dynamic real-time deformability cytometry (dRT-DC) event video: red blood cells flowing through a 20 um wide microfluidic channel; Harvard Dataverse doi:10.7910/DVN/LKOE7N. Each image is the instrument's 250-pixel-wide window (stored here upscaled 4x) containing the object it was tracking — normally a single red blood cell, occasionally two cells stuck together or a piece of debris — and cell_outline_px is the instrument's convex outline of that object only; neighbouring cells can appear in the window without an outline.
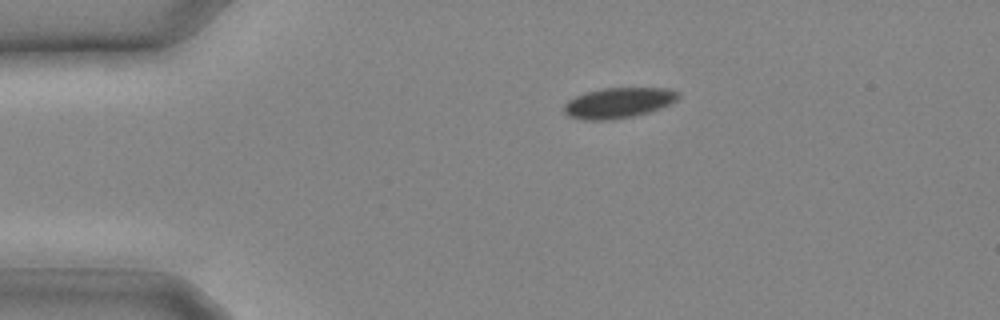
{"species": "common noctule bat (a hibernating species)", "species_latin": "Nyctalus noctula", "temperature_condition": "cold", "stored_images_in_passage": 9, "camera_frame_rate_fps": 3000, "um_per_image_px": 0.085, "animal": {"sex": "male", "body_mass_g": 20.4}, "frame": {"image": 1, "passage_image": 1, "time_ms": 0.0, "image_size_px": [1000, 320], "cell_outline_px": [[680, 96], [676, 100], [660, 108], [648, 112], [632, 116], [612, 120], [584, 120], [568, 116], [564, 112], [564, 104], [568, 100], [576, 96], [588, 92], [604, 88], [668, 88], [680, 92]], "centroid_in_image_um": [52.56, 8.74], "position_along_channel_um": 32.4, "area_um2": 20.17}}
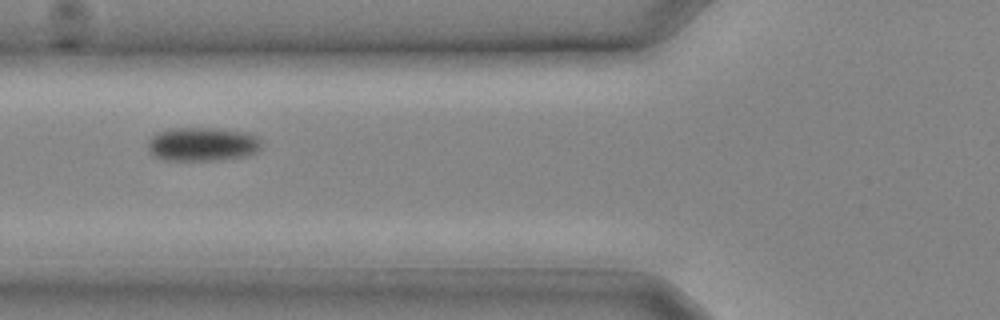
{"frame": {"image": 2, "passage_image": 6, "time_ms": 1.667, "image_size_px": [1000, 320], "cell_outline_px": [[264, 148], [260, 152], [248, 156], [212, 160], [164, 160], [152, 156], [148, 152], [148, 140], [156, 132], [168, 128], [220, 128], [248, 132], [256, 136], [260, 140]], "centroid_in_image_um": [17.23, 12.25], "position_along_channel_um": 108.6, "area_um2": 23.0}}
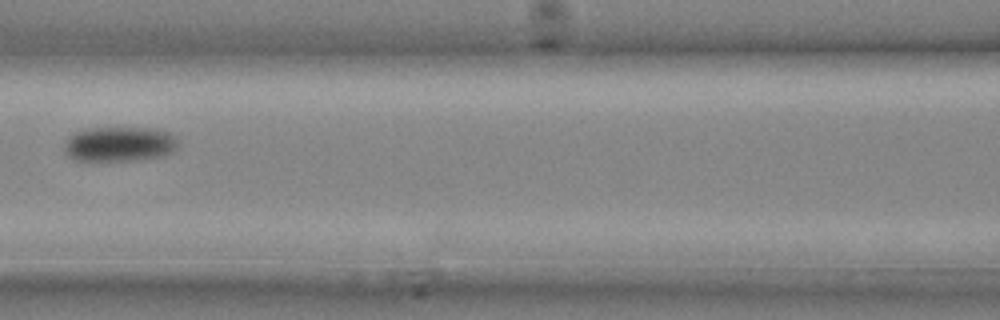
{"frame": {"image": 3, "passage_image": 8, "time_ms": 2.333, "image_size_px": [1000, 320], "cell_outline_px": [[180, 144], [172, 152], [164, 156], [132, 160], [76, 160], [68, 156], [64, 152], [64, 144], [68, 136], [76, 132], [88, 128], [156, 128], [172, 132], [180, 140]], "centroid_in_image_um": [10.21, 12.23], "position_along_channel_um": 156.4, "area_um2": 23.47}}